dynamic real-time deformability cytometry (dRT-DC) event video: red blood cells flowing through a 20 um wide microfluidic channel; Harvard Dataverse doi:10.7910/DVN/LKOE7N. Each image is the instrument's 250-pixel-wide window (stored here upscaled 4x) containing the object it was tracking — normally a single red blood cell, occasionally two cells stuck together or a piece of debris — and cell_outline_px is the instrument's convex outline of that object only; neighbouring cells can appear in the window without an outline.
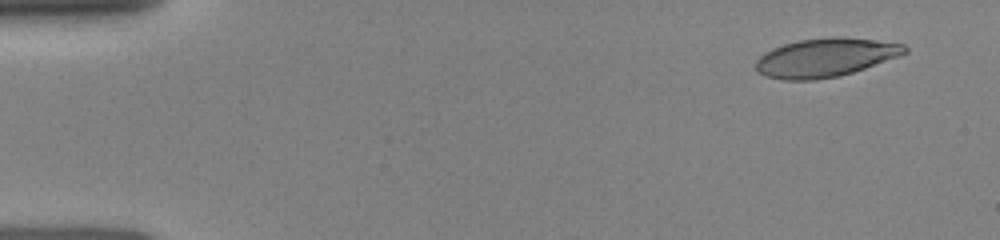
{"species": "human", "species_latin": "Homo sapiens", "temperature_condition": "room temperature", "stored_images_in_passage": 9, "camera_frame_rate_fps": 3000, "um_per_image_px": 0.085, "donor": {"sex": "female"}, "frame": {"image": 1, "passage_image": 2, "time_ms": 0.667, "image_size_px": [1000, 240], "cell_outline_px": [[908, 52], [900, 56], [840, 76], [816, 80], [784, 80], [764, 76], [756, 68], [756, 60], [764, 52], [772, 48], [784, 44], [800, 40], [832, 36], [836, 36], [872, 40], [904, 44], [908, 48]], "centroid_in_image_um": [70.15, 4.9], "position_along_channel_um": 14.9, "area_um2": 33.47}}
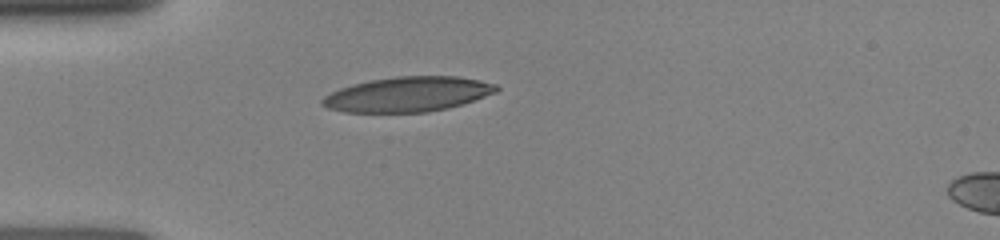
{"frame": {"image": 2, "passage_image": 8, "time_ms": 4.0, "image_size_px": [1000, 240], "cell_outline_px": [[500, 88], [496, 92], [448, 108], [428, 112], [344, 112], [328, 108], [320, 104], [320, 100], [324, 96], [340, 88], [352, 84], [372, 80], [396, 76], [456, 76], [480, 80], [496, 84]], "centroid_in_image_um": [34.64, 8.01], "position_along_channel_um": 50.4, "area_um2": 35.26}}